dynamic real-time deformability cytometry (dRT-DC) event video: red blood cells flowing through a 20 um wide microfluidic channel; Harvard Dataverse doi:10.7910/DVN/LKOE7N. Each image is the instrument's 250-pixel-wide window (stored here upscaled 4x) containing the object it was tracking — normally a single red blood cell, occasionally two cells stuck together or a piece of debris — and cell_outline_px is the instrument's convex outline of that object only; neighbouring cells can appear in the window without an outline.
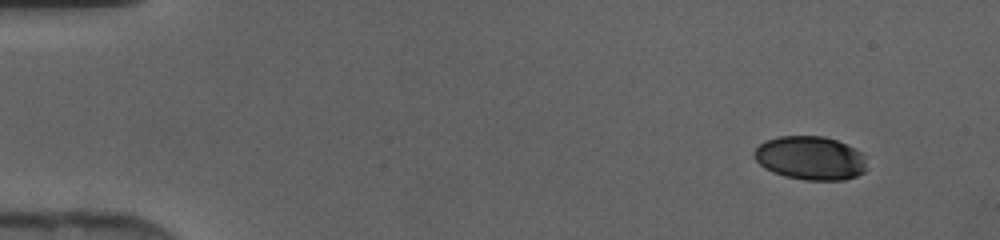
{"species": "human", "species_latin": "Homo sapiens", "temperature_condition": "cold", "stored_images_in_passage": 43, "camera_frame_rate_fps": 3000, "um_per_image_px": 0.085, "donor": {"sex": "female"}, "frame": {"image": 1, "passage_image": 1, "time_ms": 0.0, "image_size_px": [1000, 240], "cell_outline_px": [[868, 168], [864, 172], [856, 176], [844, 180], [804, 180], [784, 176], [772, 172], [764, 168], [752, 156], [752, 152], [764, 140], [780, 136], [824, 136], [836, 140], [860, 152], [864, 156]], "centroid_in_image_um": [68.85, 13.44], "position_along_channel_um": 16.1, "area_um2": 28.84}}
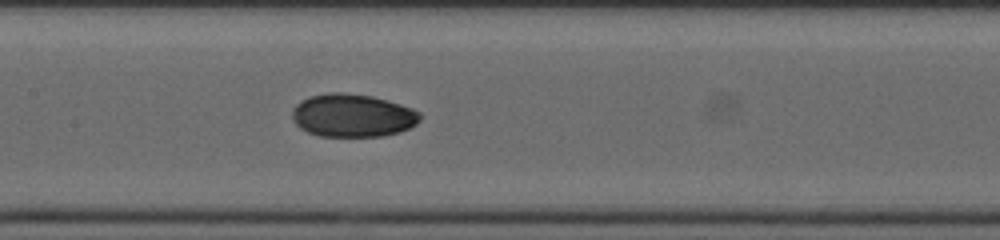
{"frame": {"image": 2, "passage_image": 20, "time_ms": 6.333, "image_size_px": [1000, 240], "cell_outline_px": [[420, 120], [416, 124], [400, 132], [380, 136], [320, 136], [308, 132], [300, 128], [296, 124], [292, 116], [292, 112], [296, 104], [300, 100], [308, 96], [328, 92], [344, 92], [372, 96], [388, 100], [412, 108], [420, 112]], "centroid_in_image_um": [29.96, 9.8], "position_along_channel_um": 177.4, "area_um2": 32.19}}
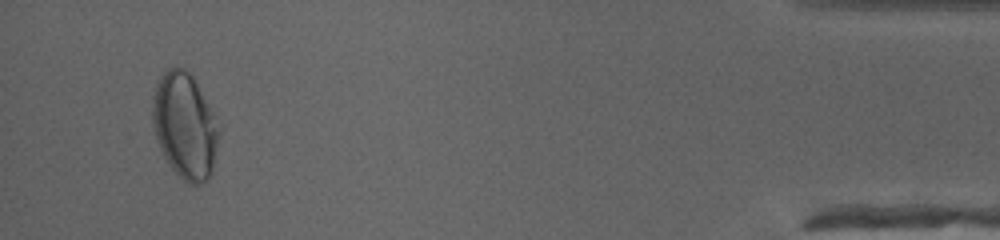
{"frame": {"image": 3, "passage_image": 41, "time_ms": 13.333, "image_size_px": [1000, 240], "cell_outline_px": [[216, 140], [212, 172], [208, 180], [196, 184], [188, 184], [172, 168], [164, 156], [156, 140], [152, 124], [152, 100], [156, 80], [168, 68], [176, 64], [184, 68], [192, 76], [212, 112], [216, 128]], "centroid_in_image_um": [15.63, 10.65], "position_along_channel_um": 419.6, "area_um2": 40.23}}